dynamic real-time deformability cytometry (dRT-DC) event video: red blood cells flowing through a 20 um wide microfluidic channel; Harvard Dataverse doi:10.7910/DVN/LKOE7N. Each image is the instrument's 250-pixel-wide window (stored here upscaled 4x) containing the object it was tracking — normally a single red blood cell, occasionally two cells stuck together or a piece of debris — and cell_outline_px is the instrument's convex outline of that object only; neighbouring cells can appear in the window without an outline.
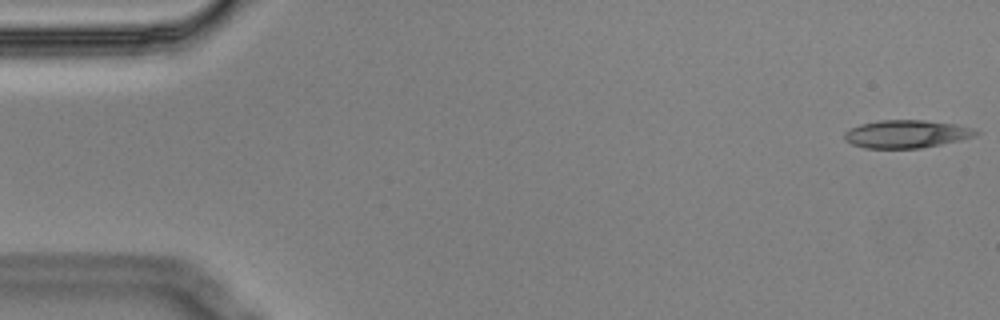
{"species": "Egyptian fruit bat (a non-hibernating species)", "species_latin": "Rousettus aegyptiacus", "temperature_condition": "cold", "stored_images_in_passage": 4, "camera_frame_rate_fps": 3000, "um_per_image_px": 0.085, "animal": {"sex": "male"}, "frame": {"image": 1, "passage_image": 1, "time_ms": 0.0, "image_size_px": [1000, 320], "cell_outline_px": [[980, 132], [976, 136], [960, 140], [920, 148], [864, 148], [852, 144], [844, 140], [844, 132], [860, 124], [880, 120], [924, 120], [956, 124], [972, 128]], "centroid_in_image_um": [77.04, 11.39], "position_along_channel_um": 8.0, "area_um2": 21.33}}